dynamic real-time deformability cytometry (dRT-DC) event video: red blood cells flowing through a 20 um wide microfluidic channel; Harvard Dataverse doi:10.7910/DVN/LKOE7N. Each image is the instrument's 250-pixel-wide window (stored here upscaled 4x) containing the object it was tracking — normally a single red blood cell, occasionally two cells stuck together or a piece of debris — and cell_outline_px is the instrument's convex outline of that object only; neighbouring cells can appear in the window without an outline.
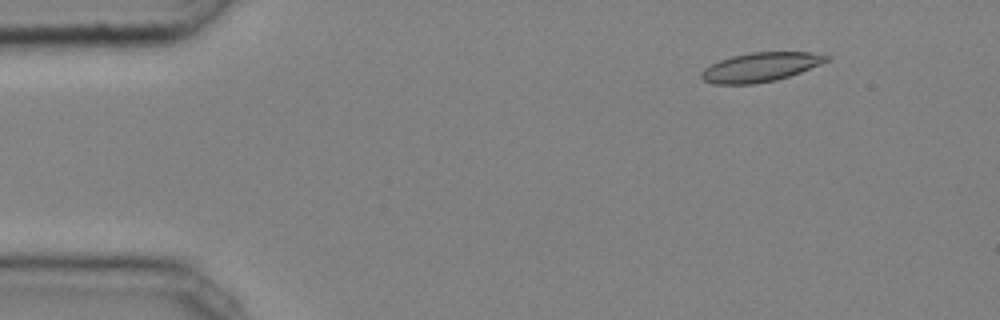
{"species": "common noctule bat (a hibernating species)", "species_latin": "Nyctalus noctula", "temperature_condition": "cold", "stored_images_in_passage": 38, "camera_frame_rate_fps": 3000, "um_per_image_px": 0.085, "animal": {"sex": "male", "body_mass_g": 20.4}, "frame": {"image": 1, "passage_image": 1, "time_ms": 0.0, "image_size_px": [1000, 320], "cell_outline_px": [[832, 60], [800, 72], [776, 80], [756, 84], [712, 84], [704, 80], [700, 76], [700, 72], [704, 68], [720, 60], [732, 56], [752, 52], [812, 52], [832, 56]], "centroid_in_image_um": [64.67, 5.7], "position_along_channel_um": 20.3, "area_um2": 21.39}}
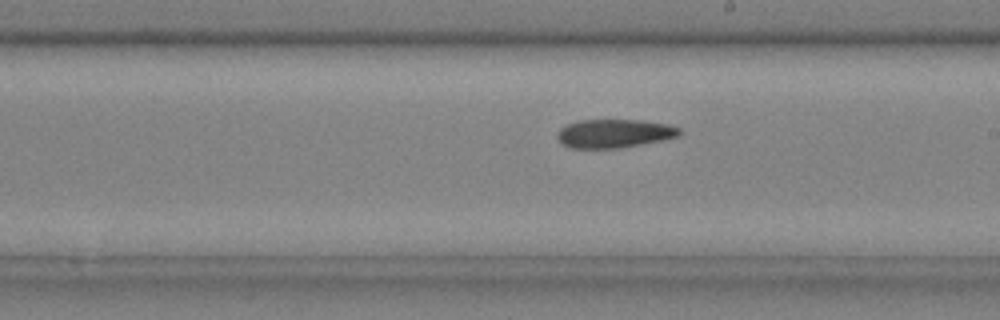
{"frame": {"image": 2, "passage_image": 23, "time_ms": 7.333, "image_size_px": [1000, 320], "cell_outline_px": [[684, 132], [680, 136], [640, 144], [616, 148], [568, 148], [560, 144], [556, 136], [560, 128], [568, 124], [580, 120], [636, 120], [668, 124], [680, 128]], "centroid_in_image_um": [52.19, 11.35], "position_along_channel_um": 236.8, "area_um2": 20.35}}
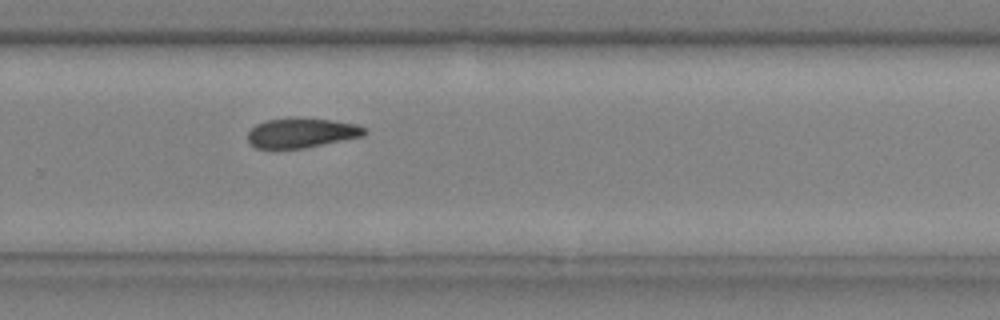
{"frame": {"image": 3, "passage_image": 28, "time_ms": 9.0, "image_size_px": [1000, 320], "cell_outline_px": [[368, 132], [364, 136], [304, 148], [256, 148], [248, 140], [248, 132], [256, 124], [268, 120], [292, 116], [296, 116], [332, 120], [356, 124], [368, 128]], "centroid_in_image_um": [25.68, 11.27], "position_along_channel_um": 304.1, "area_um2": 20.52}}